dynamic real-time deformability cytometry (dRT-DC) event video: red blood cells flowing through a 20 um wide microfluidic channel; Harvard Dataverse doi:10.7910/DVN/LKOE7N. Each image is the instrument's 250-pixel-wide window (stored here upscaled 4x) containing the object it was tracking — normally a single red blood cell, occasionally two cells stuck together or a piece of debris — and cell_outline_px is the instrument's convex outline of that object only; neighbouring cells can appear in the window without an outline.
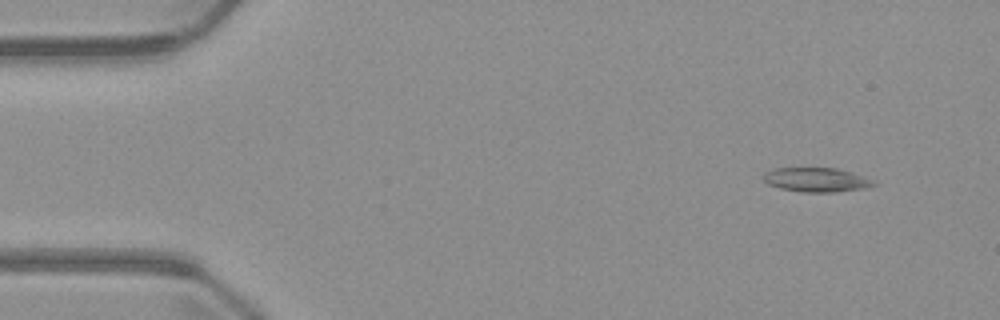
{"species": "common noctule bat (a hibernating species)", "species_latin": "Nyctalus noctula", "temperature_condition": "warm", "stored_images_in_passage": 4, "camera_frame_rate_fps": 3000, "um_per_image_px": 0.085, "animal": {"sex": "male", "body_mass_g": 23.1, "forearm_length_mm": 52.7}, "frame": {"image": 1, "passage_image": 2, "time_ms": 1.333, "image_size_px": [1000, 320], "cell_outline_px": [[876, 184], [868, 188], [832, 192], [800, 192], [780, 188], [768, 184], [764, 180], [764, 172], [772, 168], [836, 168], [852, 172], [876, 180]], "centroid_in_image_um": [69.42, 15.28], "position_along_channel_um": 15.6, "area_um2": 15.72}}